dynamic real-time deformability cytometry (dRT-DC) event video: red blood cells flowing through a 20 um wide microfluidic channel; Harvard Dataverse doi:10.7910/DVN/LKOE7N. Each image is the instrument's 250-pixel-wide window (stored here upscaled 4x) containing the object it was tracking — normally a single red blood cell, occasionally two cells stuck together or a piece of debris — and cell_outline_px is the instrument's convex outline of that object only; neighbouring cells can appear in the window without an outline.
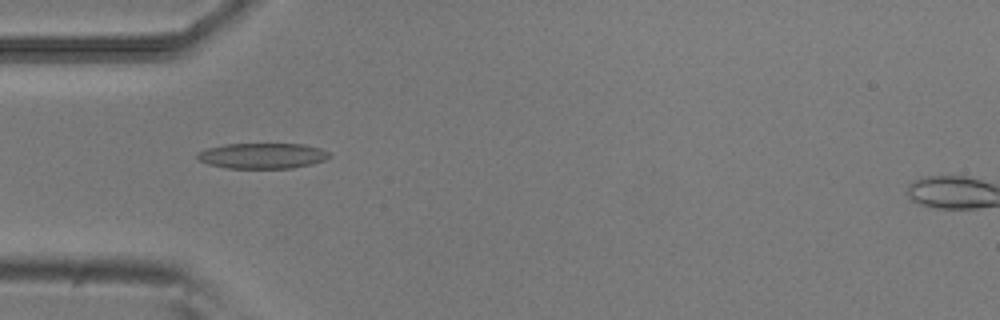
{"species": "common noctule bat (a hibernating species)", "species_latin": "Nyctalus noctula", "temperature_condition": "room temperature", "stored_images_in_passage": 53, "camera_frame_rate_fps": 3000, "um_per_image_px": 0.085, "animal": {"sex": "male", "body_mass_g": 20.5, "forearm_length_mm": 52.5}, "frame": {"image": 1, "passage_image": 16, "time_ms": 5.0, "image_size_px": [1000, 320], "cell_outline_px": [[332, 156], [324, 160], [312, 164], [292, 168], [228, 168], [208, 164], [200, 160], [196, 156], [196, 152], [204, 148], [224, 144], [304, 144], [320, 148], [332, 152]], "centroid_in_image_um": [22.31, 13.23], "position_along_channel_um": 62.7, "area_um2": 19.88}}
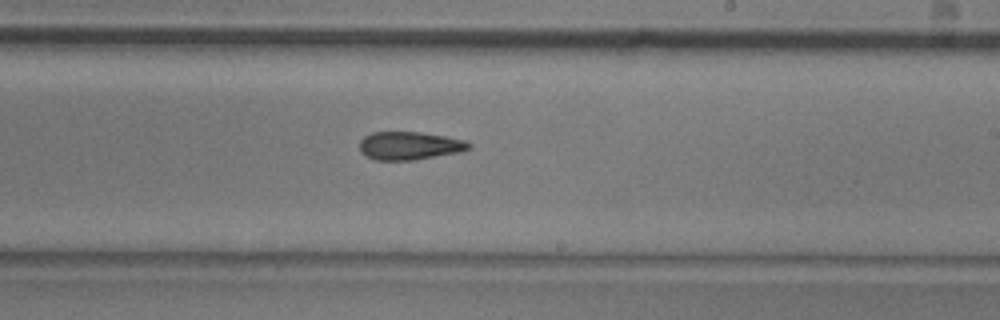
{"frame": {"image": 2, "passage_image": 31, "time_ms": 10.0, "image_size_px": [1000, 320], "cell_outline_px": [[472, 148], [460, 152], [416, 160], [376, 160], [360, 152], [360, 140], [364, 136], [372, 132], [420, 132], [444, 136], [464, 140], [472, 144]], "centroid_in_image_um": [34.82, 12.39], "position_along_channel_um": 254.2, "area_um2": 17.98}}
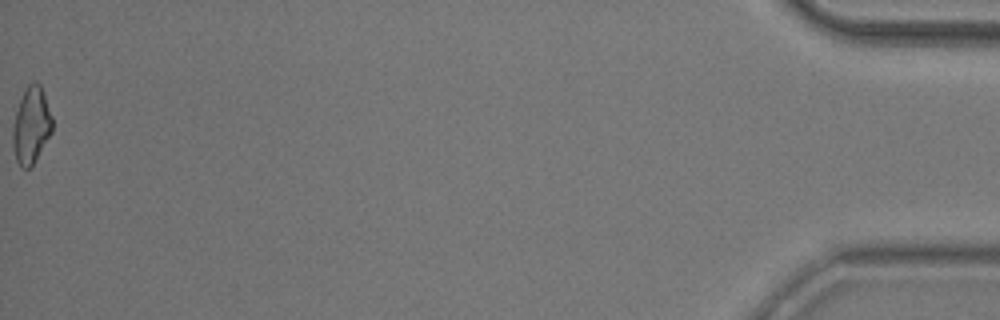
{"frame": {"image": 3, "passage_image": 53, "time_ms": 17.333, "image_size_px": [1000, 320], "cell_outline_px": [[52, 132], [32, 164], [28, 168], [20, 168], [16, 160], [12, 144], [12, 128], [16, 112], [20, 100], [28, 84], [36, 80], [40, 84], [52, 116]], "centroid_in_image_um": [2.64, 10.65], "position_along_channel_um": 432.6, "area_um2": 17.4}, "authors_computed_cell_mechanics": {"area_um2": 18.3804, "velocity_mm_per_s": 3.8308, "shape_relaxation_time_tau1_ms": 7.7935, "shape_relaxation_time_tau2_ms": 4.4098, "deformation_change_tau1": 0.1823, "deformation_change_tau2": 0.1511}}